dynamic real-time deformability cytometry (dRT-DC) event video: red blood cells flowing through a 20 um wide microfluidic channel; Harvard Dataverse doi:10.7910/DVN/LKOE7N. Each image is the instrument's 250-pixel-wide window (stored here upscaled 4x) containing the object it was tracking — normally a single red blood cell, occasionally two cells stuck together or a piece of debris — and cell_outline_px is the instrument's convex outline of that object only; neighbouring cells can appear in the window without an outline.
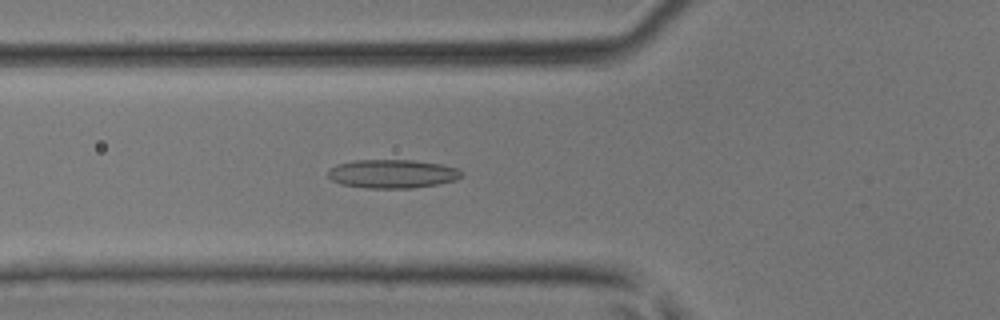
{"species": "common noctule bat (a hibernating species)", "species_latin": "Nyctalus noctula", "temperature_condition": "room temperature", "stored_images_in_passage": 38, "camera_frame_rate_fps": 3000, "um_per_image_px": 0.085, "animal": {"sex": "male", "body_mass_g": 17.9, "forearm_length_mm": 54.2}, "frame": {"image": 1, "passage_image": 11, "time_ms": 3.333, "image_size_px": [1000, 320], "cell_outline_px": [[464, 172], [456, 180], [436, 184], [412, 188], [368, 188], [340, 184], [332, 180], [328, 176], [328, 168], [336, 164], [356, 160], [412, 160], [440, 164], [456, 168]], "centroid_in_image_um": [33.31, 14.77], "position_along_channel_um": 92.5, "area_um2": 22.25}}
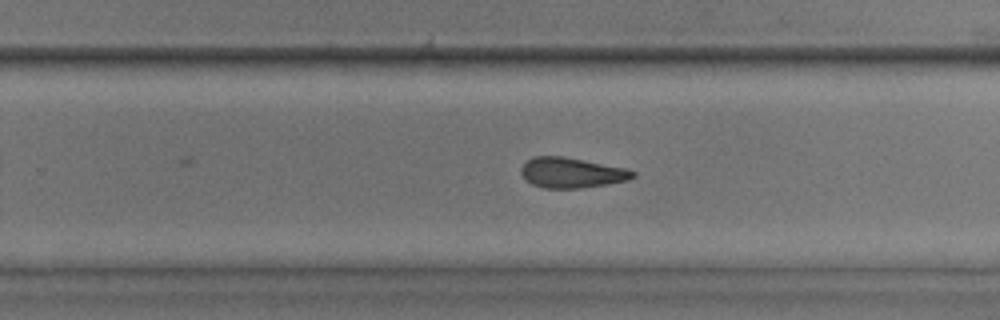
{"frame": {"image": 2, "passage_image": 23, "time_ms": 7.333, "image_size_px": [1000, 320], "cell_outline_px": [[636, 176], [628, 180], [604, 184], [576, 188], [544, 188], [532, 184], [520, 172], [520, 168], [532, 156], [564, 156], [624, 168], [636, 172]], "centroid_in_image_um": [48.57, 14.67], "position_along_channel_um": 281.2, "area_um2": 19.42}}
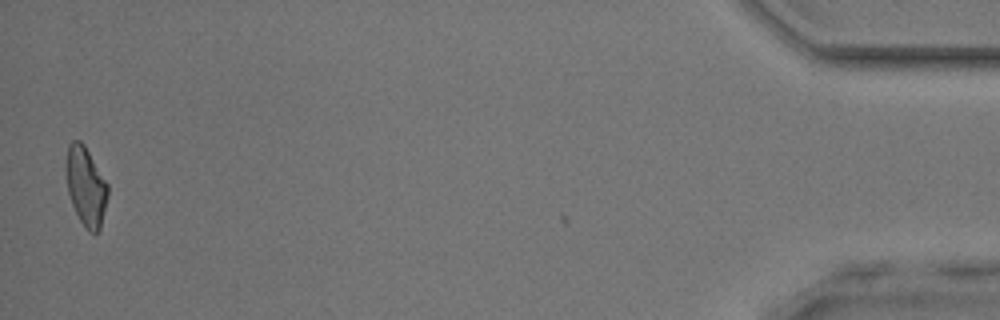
{"frame": {"image": 3, "passage_image": 38, "time_ms": 12.333, "image_size_px": [1000, 320], "cell_outline_px": [[108, 196], [100, 228], [96, 232], [88, 232], [80, 220], [72, 204], [68, 192], [64, 168], [64, 164], [68, 144], [72, 140], [80, 140], [84, 144], [108, 184]], "centroid_in_image_um": [7.27, 15.79], "position_along_channel_um": 427.9, "area_um2": 19.36}}